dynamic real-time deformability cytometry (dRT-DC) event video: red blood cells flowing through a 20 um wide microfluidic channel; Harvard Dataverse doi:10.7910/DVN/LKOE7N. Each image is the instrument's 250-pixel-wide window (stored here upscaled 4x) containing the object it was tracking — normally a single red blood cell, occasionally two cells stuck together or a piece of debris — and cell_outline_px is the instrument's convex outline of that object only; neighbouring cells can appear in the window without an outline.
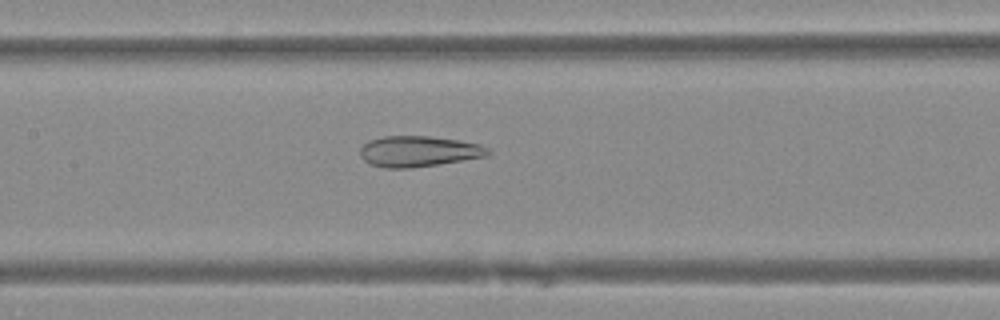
{"species": "Egyptian fruit bat (a non-hibernating species)", "species_latin": "Rousettus aegyptiacus", "temperature_condition": "warm", "stored_images_in_passage": 42, "camera_frame_rate_fps": 3000, "um_per_image_px": 0.085, "animal": {"sex": "female"}, "frame": {"image": 1, "passage_image": 16, "time_ms": 5.0, "image_size_px": [1000, 320], "cell_outline_px": [[492, 152], [488, 156], [412, 168], [384, 168], [372, 164], [364, 160], [360, 156], [360, 148], [368, 140], [384, 136], [428, 136], [460, 140], [480, 144], [488, 148]], "centroid_in_image_um": [35.59, 12.86], "position_along_channel_um": 171.8, "area_um2": 23.0}}
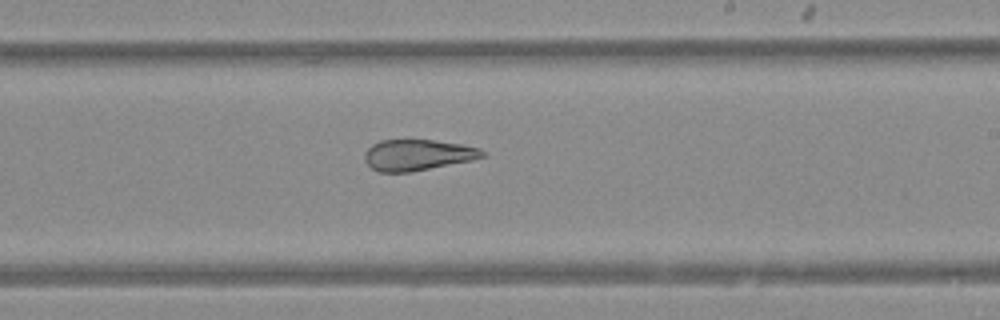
{"frame": {"image": 2, "passage_image": 22, "time_ms": 7.0, "image_size_px": [1000, 320], "cell_outline_px": [[484, 156], [472, 160], [408, 172], [380, 172], [372, 168], [364, 160], [364, 152], [372, 144], [380, 140], [432, 140], [460, 144], [480, 148], [484, 152]], "centroid_in_image_um": [35.46, 13.16], "position_along_channel_um": 253.5, "area_um2": 21.04}}
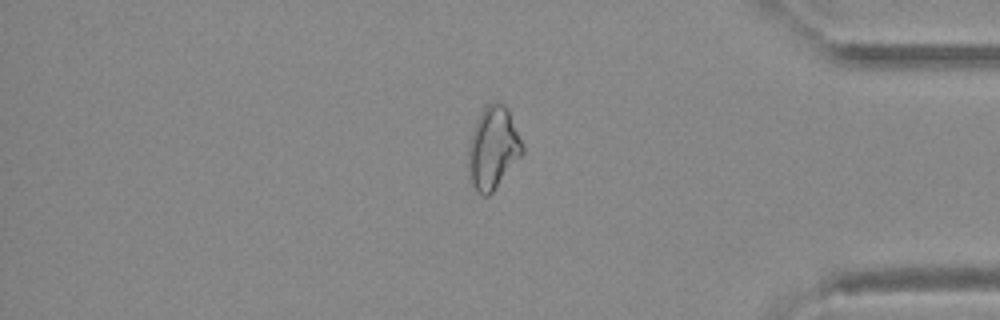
{"frame": {"image": 3, "passage_image": 34, "time_ms": 11.0, "image_size_px": [1000, 320], "cell_outline_px": [[524, 152], [492, 192], [488, 196], [484, 196], [476, 192], [468, 180], [468, 144], [476, 120], [480, 112], [488, 104], [504, 104], [508, 108], [524, 148]], "centroid_in_image_um": [41.87, 12.62], "position_along_channel_um": 393.3, "area_um2": 25.89}}